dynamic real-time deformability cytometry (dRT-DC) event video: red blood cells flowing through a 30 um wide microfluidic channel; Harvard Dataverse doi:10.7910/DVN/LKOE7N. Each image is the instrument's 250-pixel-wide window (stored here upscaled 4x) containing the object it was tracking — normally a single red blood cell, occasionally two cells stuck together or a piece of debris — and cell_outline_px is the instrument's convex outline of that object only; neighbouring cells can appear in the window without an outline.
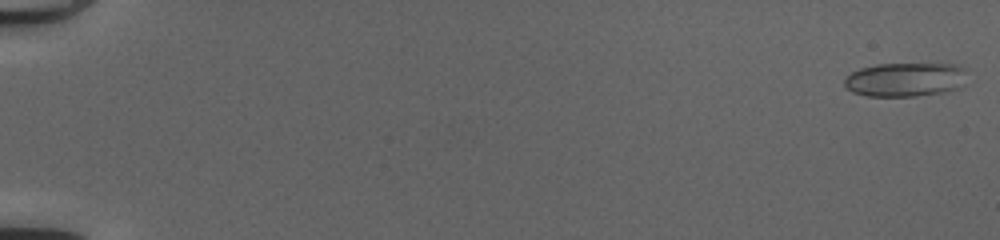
{"species": "common noctule bat (a hibernating species)", "species_latin": "Nyctalus noctula", "temperature_condition": "cold", "stored_images_in_passage": 51, "camera_frame_rate_fps": 3000, "um_per_image_px": 0.085, "animal": {"sex": "female", "body_mass_g": 20.0, "forearm_length_mm": 54.0}, "frame": {"image": 1, "passage_image": 1, "time_ms": 0.0, "image_size_px": [1000, 240], "cell_outline_px": [[968, 68], [964, 84], [956, 88], [944, 92], [916, 96], [868, 96], [852, 92], [844, 84], [844, 80], [852, 72], [860, 68], [876, 64], [956, 64]], "centroid_in_image_um": [76.99, 6.75], "position_along_channel_um": 8.0, "area_um2": 24.45}}
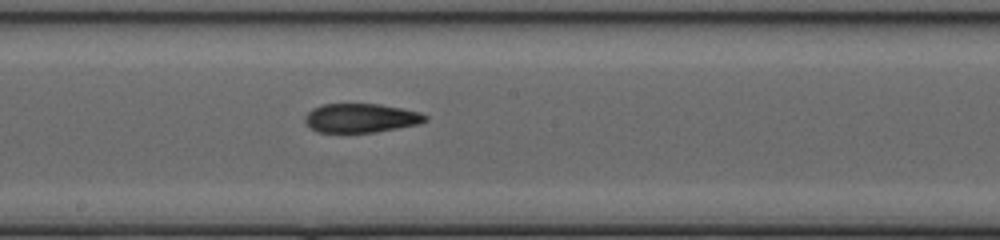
{"frame": {"image": 2, "passage_image": 30, "time_ms": 9.667, "image_size_px": [1000, 240], "cell_outline_px": [[428, 120], [420, 124], [372, 132], [316, 132], [304, 120], [304, 116], [312, 108], [320, 104], [380, 104], [404, 108], [420, 112], [428, 116]], "centroid_in_image_um": [30.69, 10.02], "position_along_channel_um": 217.5, "area_um2": 20.4}}
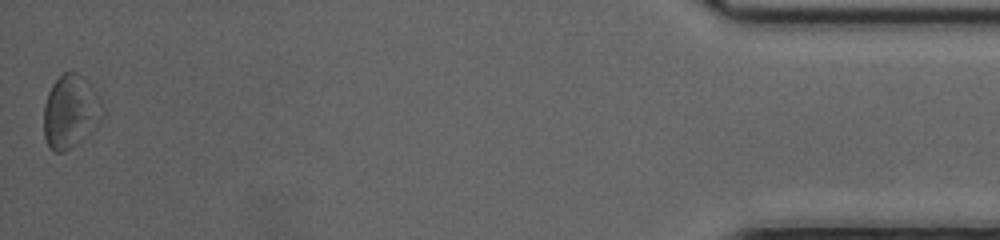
{"frame": {"image": 3, "passage_image": 51, "time_ms": 16.667, "image_size_px": [1000, 240], "cell_outline_px": [[100, 100], [72, 144], [64, 152], [56, 152], [48, 144], [44, 136], [44, 104], [48, 92], [52, 84], [64, 72], [76, 72], [96, 92]], "centroid_in_image_um": [5.74, 9.35], "position_along_channel_um": 429.5, "area_um2": 21.62}, "authors_computed_cell_mechanics": {"area_um2": 21.2126, "velocity_mm_per_s": 4.1709, "shape_relaxation_time_tau1_ms": null, "shape_relaxation_time_tau2_ms": 4.2927, "deformation_change_tau1": null, "deformation_change_tau2": 0.1054}}